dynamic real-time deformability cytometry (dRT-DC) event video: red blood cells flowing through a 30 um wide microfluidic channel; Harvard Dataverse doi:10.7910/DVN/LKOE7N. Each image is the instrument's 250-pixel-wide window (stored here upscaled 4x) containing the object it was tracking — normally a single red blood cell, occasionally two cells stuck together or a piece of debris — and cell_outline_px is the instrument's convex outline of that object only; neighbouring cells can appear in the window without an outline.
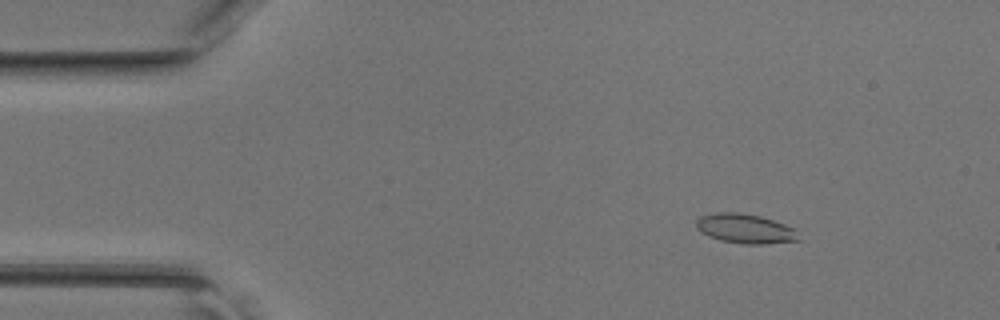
{"species": "common noctule bat (a hibernating species)", "species_latin": "Nyctalus noctula", "temperature_condition": "room temperature", "stored_images_in_passage": 46, "camera_frame_rate_fps": 3000, "um_per_image_px": 0.085, "animal": {"sex": "female", "body_mass_g": 17.0, "forearm_length_mm": 48.0}, "frame": {"image": 1, "passage_image": 6, "time_ms": 1.667, "image_size_px": [1000, 320], "cell_outline_px": [[800, 240], [764, 244], [740, 244], [720, 240], [708, 236], [700, 232], [696, 228], [696, 220], [700, 216], [716, 212], [740, 212], [760, 216], [796, 228]], "centroid_in_image_um": [63.33, 19.43], "position_along_channel_um": 21.7, "area_um2": 17.8}}
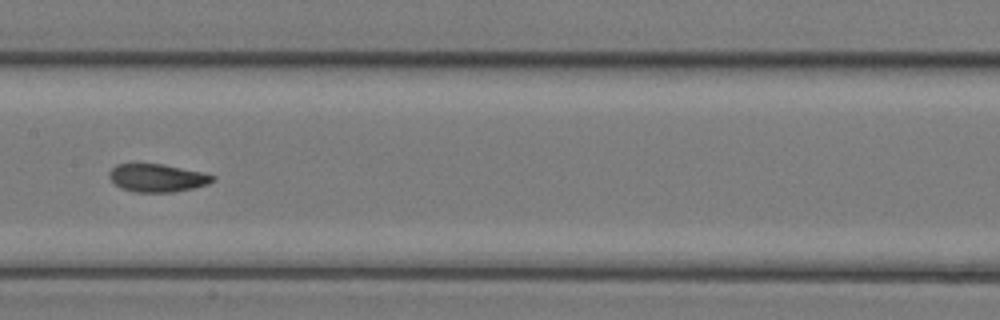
{"frame": {"image": 2, "passage_image": 23, "time_ms": 7.333, "image_size_px": [1000, 320], "cell_outline_px": [[216, 180], [208, 184], [192, 188], [172, 192], [132, 192], [120, 188], [108, 176], [108, 172], [116, 164], [160, 164], [204, 172], [216, 176]], "centroid_in_image_um": [13.38, 15.12], "position_along_channel_um": 194.0, "area_um2": 16.88}}
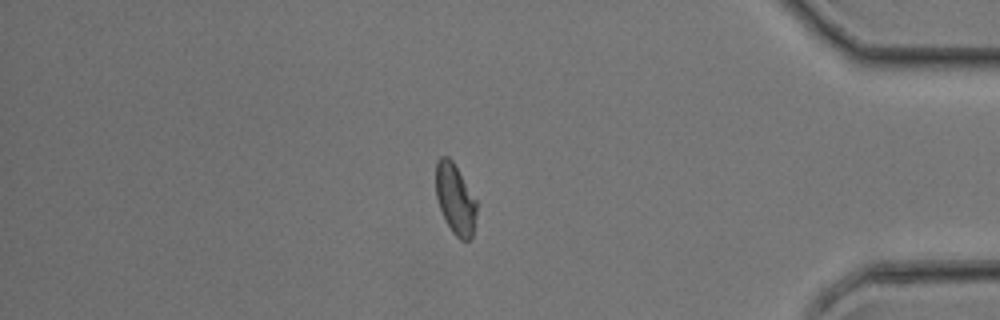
{"frame": {"image": 3, "passage_image": 39, "time_ms": 12.667, "image_size_px": [1000, 320], "cell_outline_px": [[476, 216], [472, 236], [468, 240], [460, 240], [452, 232], [440, 208], [436, 196], [436, 160], [440, 156], [448, 156], [452, 160], [476, 200]], "centroid_in_image_um": [38.69, 16.9], "position_along_channel_um": 396.5, "area_um2": 16.47}}